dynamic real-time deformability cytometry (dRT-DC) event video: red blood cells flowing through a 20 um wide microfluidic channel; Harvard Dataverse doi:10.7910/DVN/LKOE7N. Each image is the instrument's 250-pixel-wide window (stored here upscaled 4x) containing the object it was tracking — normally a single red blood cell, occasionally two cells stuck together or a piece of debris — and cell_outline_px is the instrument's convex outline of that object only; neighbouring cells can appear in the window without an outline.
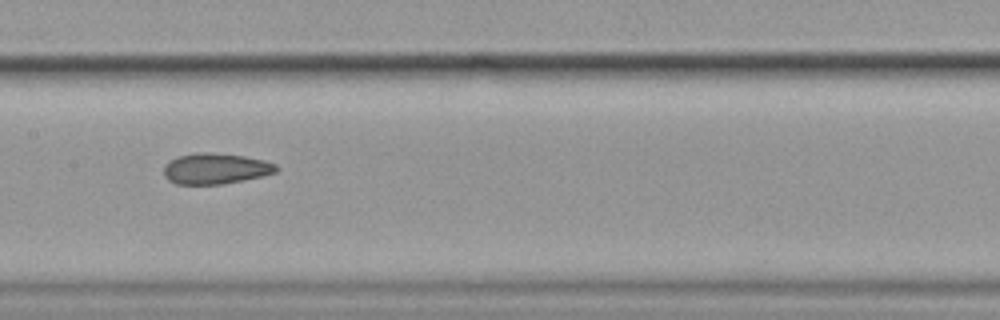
{"species": "common noctule bat (a hibernating species)", "species_latin": "Nyctalus noctula", "temperature_condition": "cold", "stored_images_in_passage": 14, "camera_frame_rate_fps": 3000, "um_per_image_px": 0.085, "animal": {"sex": "female", "body_mass_g": 19.9}, "frame": {"image": 1, "passage_image": 12, "time_ms": 3.667, "image_size_px": [1000, 320], "cell_outline_px": [[280, 168], [276, 172], [244, 180], [220, 184], [176, 184], [168, 180], [164, 176], [164, 164], [168, 160], [176, 156], [196, 152], [212, 152], [244, 156], [264, 160], [276, 164]], "centroid_in_image_um": [18.28, 14.32], "position_along_channel_um": 189.1, "area_um2": 20.4}}
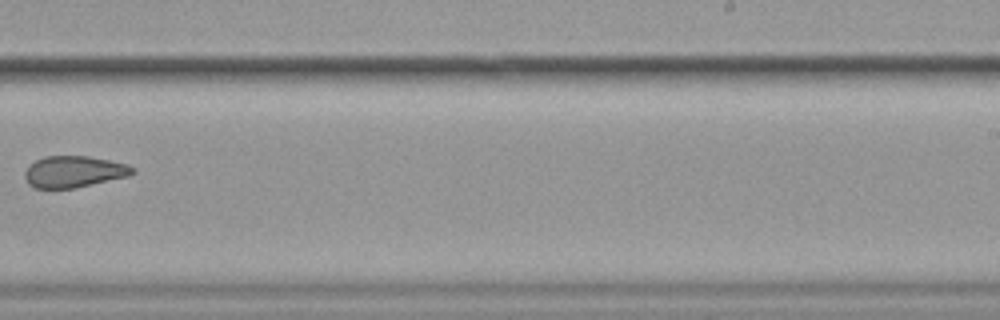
{"frame": {"image": 2, "passage_image": 14, "time_ms": 4.333, "image_size_px": [1000, 320], "cell_outline_px": [[136, 172], [128, 176], [76, 188], [36, 188], [28, 184], [24, 176], [24, 172], [28, 164], [44, 156], [88, 156], [128, 164], [136, 168]], "centroid_in_image_um": [6.28, 14.59], "position_along_channel_um": 282.7, "area_um2": 19.94}}